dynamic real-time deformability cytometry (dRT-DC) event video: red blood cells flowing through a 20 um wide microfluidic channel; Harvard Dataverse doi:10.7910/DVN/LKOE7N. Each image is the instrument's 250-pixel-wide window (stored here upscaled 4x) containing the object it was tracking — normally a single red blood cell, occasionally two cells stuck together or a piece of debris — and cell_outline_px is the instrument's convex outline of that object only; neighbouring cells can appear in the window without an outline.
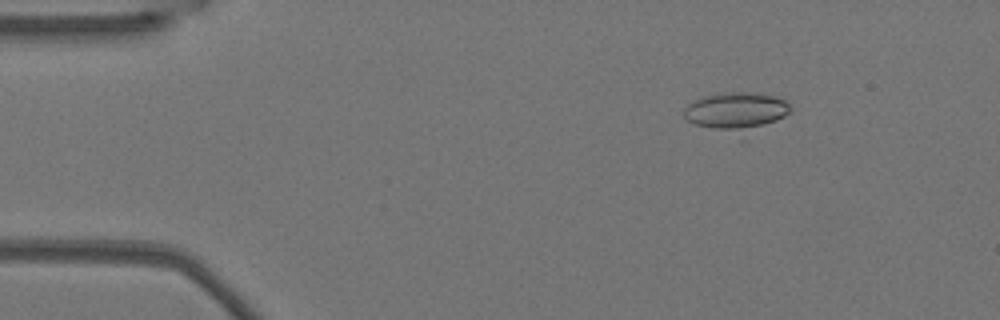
{"species": "Egyptian fruit bat (a non-hibernating species)", "species_latin": "Rousettus aegyptiacus", "temperature_condition": "warm", "stored_images_in_passage": 49, "camera_frame_rate_fps": 3000, "um_per_image_px": 0.085, "animal": {"sex": "female"}, "frame": {"image": 1, "passage_image": 3, "time_ms": 0.667, "image_size_px": [1000, 320], "cell_outline_px": [[792, 112], [748, 140], [740, 140], [692, 124], [684, 116], [684, 108], [688, 104], [704, 96], [732, 92], [748, 92], [772, 96], [784, 100], [792, 108]], "centroid_in_image_um": [62.64, 9.64], "position_along_channel_um": 22.4, "area_um2": 25.78}}
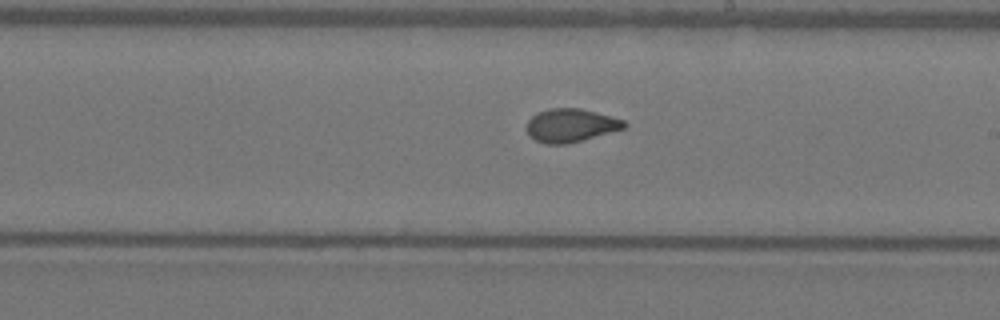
{"frame": {"image": 2, "passage_image": 26, "time_ms": 8.333, "image_size_px": [1000, 320], "cell_outline_px": [[628, 124], [624, 128], [568, 144], [544, 144], [528, 136], [524, 128], [528, 120], [532, 116], [548, 108], [580, 108], [596, 112], [624, 120]], "centroid_in_image_um": [48.46, 10.66], "position_along_channel_um": 240.5, "area_um2": 19.02}}
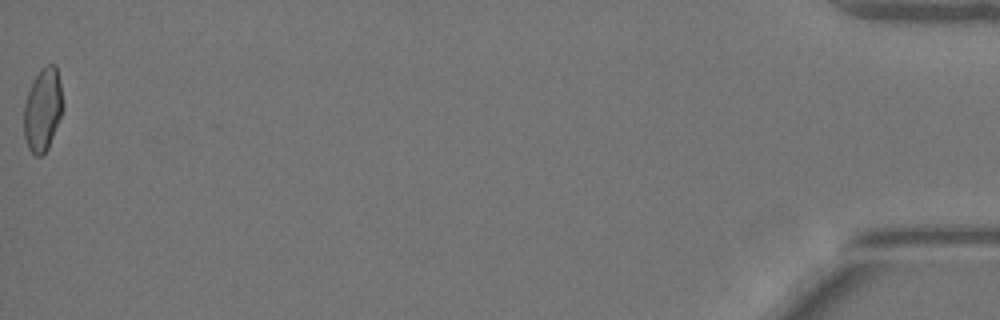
{"frame": {"image": 3, "passage_image": 49, "time_ms": 16.0, "image_size_px": [1000, 320], "cell_outline_px": [[64, 108], [48, 148], [40, 156], [36, 156], [28, 148], [24, 136], [24, 104], [28, 92], [40, 68], [48, 64], [56, 64], [64, 104]], "centroid_in_image_um": [3.65, 9.31], "position_along_channel_um": 431.6, "area_um2": 18.84}, "authors_computed_cell_mechanics": {"area_um2": 19.1318, "velocity_mm_per_s": 3.8061, "shape_relaxation_time_tau1_ms": 8.0136, "shape_relaxation_time_tau2_ms": 1.0591, "deformation_change_tau1": 0.188, "deformation_change_tau2": 0.06}}